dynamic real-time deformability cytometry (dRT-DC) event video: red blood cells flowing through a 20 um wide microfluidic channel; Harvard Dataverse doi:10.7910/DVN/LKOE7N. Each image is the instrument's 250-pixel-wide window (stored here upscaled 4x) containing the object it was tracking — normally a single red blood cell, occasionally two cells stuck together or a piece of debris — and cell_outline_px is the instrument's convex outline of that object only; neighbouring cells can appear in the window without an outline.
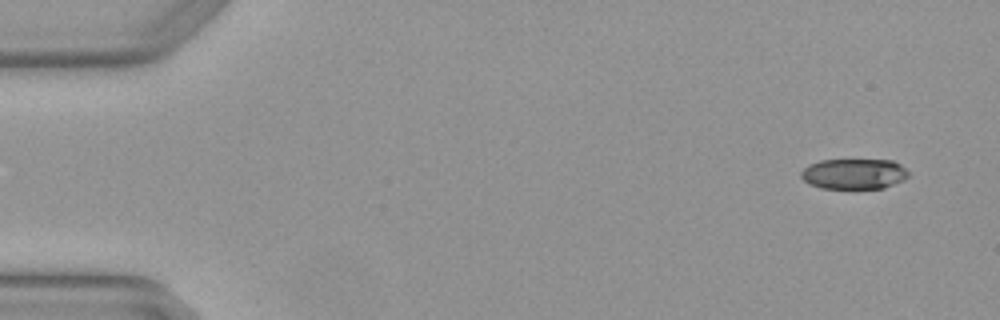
{"species": "Egyptian fruit bat (a non-hibernating species)", "species_latin": "Rousettus aegyptiacus", "temperature_condition": "warm", "stored_images_in_passage": 4, "camera_frame_rate_fps": 3000, "um_per_image_px": 0.085, "animal": {"sex": "female"}, "frame": {"image": 1, "passage_image": 1, "time_ms": 0.0, "image_size_px": [1000, 320], "cell_outline_px": [[908, 176], [904, 180], [884, 188], [820, 188], [808, 184], [800, 176], [800, 172], [808, 164], [820, 160], [892, 160], [900, 164], [908, 172]], "centroid_in_image_um": [72.56, 14.78], "position_along_channel_um": 12.4, "area_um2": 19.13}}
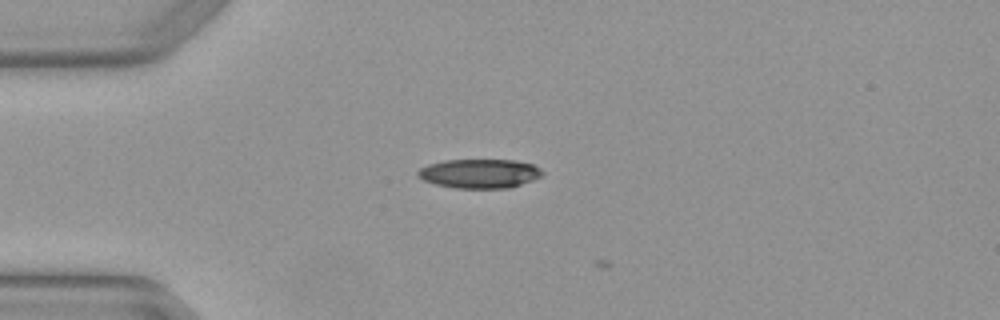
{"frame": {"image": 2, "passage_image": 3, "time_ms": 0.667, "image_size_px": [1000, 320], "cell_outline_px": [[544, 172], [540, 176], [532, 180], [512, 188], [456, 188], [436, 184], [424, 180], [416, 176], [416, 172], [420, 168], [428, 164], [444, 160], [512, 160], [532, 164], [540, 168]], "centroid_in_image_um": [40.74, 14.75], "position_along_channel_um": 44.3, "area_um2": 21.15}}